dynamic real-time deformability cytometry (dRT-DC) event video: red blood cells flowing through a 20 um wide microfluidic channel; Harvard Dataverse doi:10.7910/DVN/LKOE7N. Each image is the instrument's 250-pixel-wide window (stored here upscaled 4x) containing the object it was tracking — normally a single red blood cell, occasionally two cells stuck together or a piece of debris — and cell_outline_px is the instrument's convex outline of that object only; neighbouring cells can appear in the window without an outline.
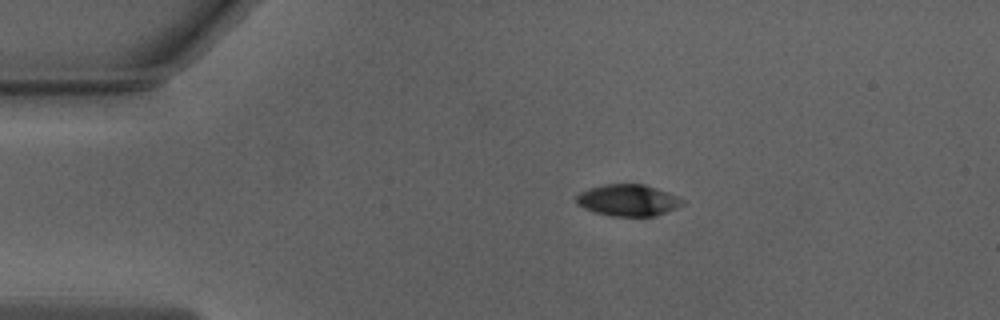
{"species": "Egyptian fruit bat (a non-hibernating species)", "species_latin": "Rousettus aegyptiacus", "temperature_condition": "warm", "stored_images_in_passage": 43, "camera_frame_rate_fps": 3000, "um_per_image_px": 0.085, "animal": {"sex": "male"}, "frame": {"image": 1, "passage_image": 1, "time_ms": 0.0, "image_size_px": [1000, 320], "cell_outline_px": [[684, 204], [676, 208], [656, 216], [612, 216], [596, 212], [584, 208], [576, 204], [576, 196], [580, 192], [604, 184], [644, 184], [668, 192], [684, 200]], "centroid_in_image_um": [53.39, 17.02], "position_along_channel_um": 31.6, "area_um2": 19.42}}
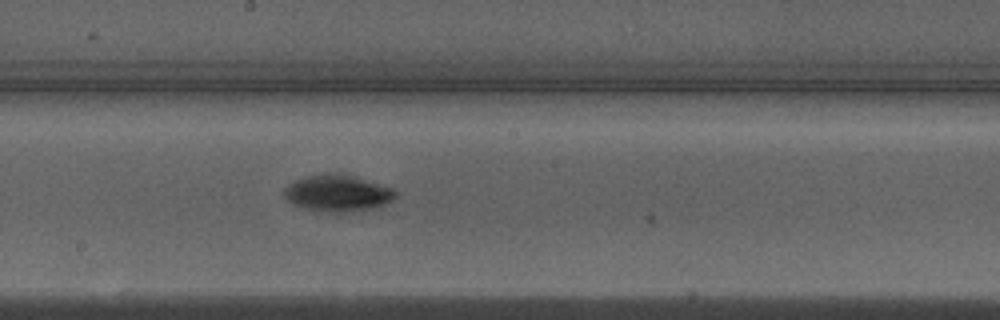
{"frame": {"image": 2, "passage_image": 19, "time_ms": 6.0, "image_size_px": [1000, 320], "cell_outline_px": [[400, 192], [392, 200], [384, 204], [372, 208], [352, 212], [332, 212], [304, 208], [292, 204], [284, 196], [284, 188], [288, 184], [304, 176], [328, 172], [340, 172], [380, 184], [392, 188]], "centroid_in_image_um": [28.69, 16.4], "position_along_channel_um": 219.5, "area_um2": 23.93}}
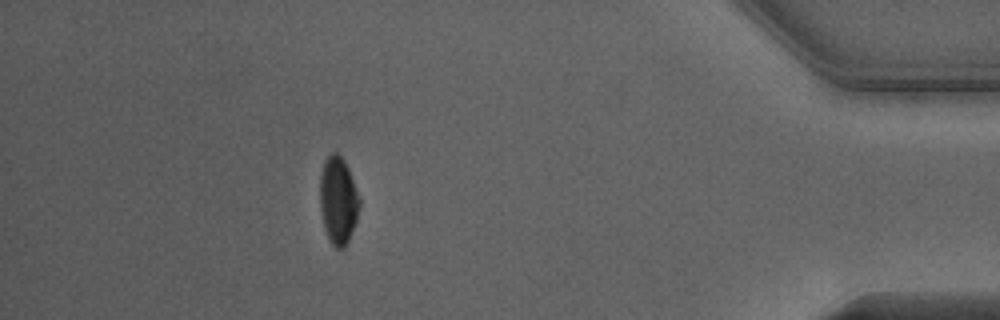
{"frame": {"image": 3, "passage_image": 37, "time_ms": 12.0, "image_size_px": [1000, 320], "cell_outline_px": [[360, 208], [356, 220], [348, 240], [344, 248], [336, 248], [332, 244], [324, 228], [320, 208], [320, 172], [324, 160], [332, 152], [336, 152], [344, 160], [348, 168], [360, 200]], "centroid_in_image_um": [28.73, 17.01], "position_along_channel_um": 406.5, "area_um2": 20.0}, "authors_computed_cell_mechanics": {"area_um2": 21.6172, "velocity_mm_per_s": 3.9833, "shape_relaxation_time_tau1_ms": 2.7917, "shape_relaxation_time_tau2_ms": null, "deformation_change_tau1": 0.1485, "deformation_change_tau2": null}}